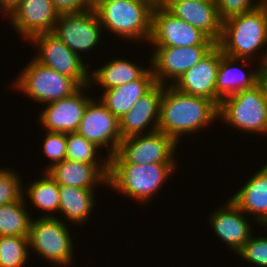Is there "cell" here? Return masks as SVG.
Wrapping results in <instances>:
<instances>
[{
    "instance_id": "6da1fadb",
    "label": "cell",
    "mask_w": 267,
    "mask_h": 267,
    "mask_svg": "<svg viewBox=\"0 0 267 267\" xmlns=\"http://www.w3.org/2000/svg\"><path fill=\"white\" fill-rule=\"evenodd\" d=\"M216 119L218 106L213 101L180 92L168 83L162 85L158 130L177 143L183 135L195 134Z\"/></svg>"
},
{
    "instance_id": "7a4b0ae2",
    "label": "cell",
    "mask_w": 267,
    "mask_h": 267,
    "mask_svg": "<svg viewBox=\"0 0 267 267\" xmlns=\"http://www.w3.org/2000/svg\"><path fill=\"white\" fill-rule=\"evenodd\" d=\"M266 45L267 7L258 6L249 12L222 21L221 37L217 46L223 54L238 59L254 60V55L257 57L256 53L261 54L260 49ZM259 58L260 67L265 68L267 50Z\"/></svg>"
},
{
    "instance_id": "3957f363",
    "label": "cell",
    "mask_w": 267,
    "mask_h": 267,
    "mask_svg": "<svg viewBox=\"0 0 267 267\" xmlns=\"http://www.w3.org/2000/svg\"><path fill=\"white\" fill-rule=\"evenodd\" d=\"M156 0H103L93 10L103 30L125 40L149 42ZM143 39V40H142Z\"/></svg>"
},
{
    "instance_id": "277c9868",
    "label": "cell",
    "mask_w": 267,
    "mask_h": 267,
    "mask_svg": "<svg viewBox=\"0 0 267 267\" xmlns=\"http://www.w3.org/2000/svg\"><path fill=\"white\" fill-rule=\"evenodd\" d=\"M176 169L177 163H109L108 188L146 204Z\"/></svg>"
},
{
    "instance_id": "5b68a950",
    "label": "cell",
    "mask_w": 267,
    "mask_h": 267,
    "mask_svg": "<svg viewBox=\"0 0 267 267\" xmlns=\"http://www.w3.org/2000/svg\"><path fill=\"white\" fill-rule=\"evenodd\" d=\"M218 117L237 130L267 135V99L262 83L223 98Z\"/></svg>"
},
{
    "instance_id": "8992f818",
    "label": "cell",
    "mask_w": 267,
    "mask_h": 267,
    "mask_svg": "<svg viewBox=\"0 0 267 267\" xmlns=\"http://www.w3.org/2000/svg\"><path fill=\"white\" fill-rule=\"evenodd\" d=\"M51 218H36L31 220L29 230V249L31 252L41 256L55 267H69L73 263L72 235L69 225H65L63 219L54 215ZM68 227V229H67Z\"/></svg>"
},
{
    "instance_id": "52a82bcc",
    "label": "cell",
    "mask_w": 267,
    "mask_h": 267,
    "mask_svg": "<svg viewBox=\"0 0 267 267\" xmlns=\"http://www.w3.org/2000/svg\"><path fill=\"white\" fill-rule=\"evenodd\" d=\"M32 59L19 72L12 86L33 101L48 104L69 97L80 88L71 78Z\"/></svg>"
},
{
    "instance_id": "ba28073f",
    "label": "cell",
    "mask_w": 267,
    "mask_h": 267,
    "mask_svg": "<svg viewBox=\"0 0 267 267\" xmlns=\"http://www.w3.org/2000/svg\"><path fill=\"white\" fill-rule=\"evenodd\" d=\"M179 144L164 132L151 133L122 139L110 163H177L174 155Z\"/></svg>"
},
{
    "instance_id": "9c48e42d",
    "label": "cell",
    "mask_w": 267,
    "mask_h": 267,
    "mask_svg": "<svg viewBox=\"0 0 267 267\" xmlns=\"http://www.w3.org/2000/svg\"><path fill=\"white\" fill-rule=\"evenodd\" d=\"M29 42L38 46L34 57L37 62L71 78L79 87L90 85V72L87 70L90 69V64L83 61L82 56L74 53L53 33L39 34Z\"/></svg>"
},
{
    "instance_id": "30bf717a",
    "label": "cell",
    "mask_w": 267,
    "mask_h": 267,
    "mask_svg": "<svg viewBox=\"0 0 267 267\" xmlns=\"http://www.w3.org/2000/svg\"><path fill=\"white\" fill-rule=\"evenodd\" d=\"M149 44H152V47H184L217 45V42L156 3L152 10Z\"/></svg>"
},
{
    "instance_id": "8fae6325",
    "label": "cell",
    "mask_w": 267,
    "mask_h": 267,
    "mask_svg": "<svg viewBox=\"0 0 267 267\" xmlns=\"http://www.w3.org/2000/svg\"><path fill=\"white\" fill-rule=\"evenodd\" d=\"M102 25L93 9L78 13H60L52 33L74 53L96 50L100 42ZM81 53V54H80Z\"/></svg>"
},
{
    "instance_id": "7c38bea8",
    "label": "cell",
    "mask_w": 267,
    "mask_h": 267,
    "mask_svg": "<svg viewBox=\"0 0 267 267\" xmlns=\"http://www.w3.org/2000/svg\"><path fill=\"white\" fill-rule=\"evenodd\" d=\"M216 45L154 47L149 65L157 84L173 85L187 70L201 61Z\"/></svg>"
},
{
    "instance_id": "4fadbf2b",
    "label": "cell",
    "mask_w": 267,
    "mask_h": 267,
    "mask_svg": "<svg viewBox=\"0 0 267 267\" xmlns=\"http://www.w3.org/2000/svg\"><path fill=\"white\" fill-rule=\"evenodd\" d=\"M76 132L100 148L108 147L106 153L109 158L117 152L122 140L119 119L100 99L93 97L84 110Z\"/></svg>"
},
{
    "instance_id": "5bb4252c",
    "label": "cell",
    "mask_w": 267,
    "mask_h": 267,
    "mask_svg": "<svg viewBox=\"0 0 267 267\" xmlns=\"http://www.w3.org/2000/svg\"><path fill=\"white\" fill-rule=\"evenodd\" d=\"M59 15L52 0H21L7 19L19 37L30 41L39 34L52 33Z\"/></svg>"
},
{
    "instance_id": "9a60e30c",
    "label": "cell",
    "mask_w": 267,
    "mask_h": 267,
    "mask_svg": "<svg viewBox=\"0 0 267 267\" xmlns=\"http://www.w3.org/2000/svg\"><path fill=\"white\" fill-rule=\"evenodd\" d=\"M89 88L90 85L80 87L71 96L48 103L39 114V124L50 132H76L84 110L92 99L84 93Z\"/></svg>"
},
{
    "instance_id": "2e32d148",
    "label": "cell",
    "mask_w": 267,
    "mask_h": 267,
    "mask_svg": "<svg viewBox=\"0 0 267 267\" xmlns=\"http://www.w3.org/2000/svg\"><path fill=\"white\" fill-rule=\"evenodd\" d=\"M219 66L220 48L216 45L201 61L180 76L172 86L191 96L207 98L219 107L222 100L216 93Z\"/></svg>"
},
{
    "instance_id": "e0dca14e",
    "label": "cell",
    "mask_w": 267,
    "mask_h": 267,
    "mask_svg": "<svg viewBox=\"0 0 267 267\" xmlns=\"http://www.w3.org/2000/svg\"><path fill=\"white\" fill-rule=\"evenodd\" d=\"M175 17L193 25L210 39L218 42L221 37L222 20L215 0L156 1Z\"/></svg>"
},
{
    "instance_id": "ac0fdd59",
    "label": "cell",
    "mask_w": 267,
    "mask_h": 267,
    "mask_svg": "<svg viewBox=\"0 0 267 267\" xmlns=\"http://www.w3.org/2000/svg\"><path fill=\"white\" fill-rule=\"evenodd\" d=\"M244 215L230 199L209 214L211 228L233 253H237L252 235V225Z\"/></svg>"
},
{
    "instance_id": "d6986e66",
    "label": "cell",
    "mask_w": 267,
    "mask_h": 267,
    "mask_svg": "<svg viewBox=\"0 0 267 267\" xmlns=\"http://www.w3.org/2000/svg\"><path fill=\"white\" fill-rule=\"evenodd\" d=\"M161 97L162 85L156 84L119 118L122 139L158 130Z\"/></svg>"
},
{
    "instance_id": "ffe728a7",
    "label": "cell",
    "mask_w": 267,
    "mask_h": 267,
    "mask_svg": "<svg viewBox=\"0 0 267 267\" xmlns=\"http://www.w3.org/2000/svg\"><path fill=\"white\" fill-rule=\"evenodd\" d=\"M59 186L95 189L101 185L108 187L109 165H94L65 159L47 171Z\"/></svg>"
},
{
    "instance_id": "44dd1931",
    "label": "cell",
    "mask_w": 267,
    "mask_h": 267,
    "mask_svg": "<svg viewBox=\"0 0 267 267\" xmlns=\"http://www.w3.org/2000/svg\"><path fill=\"white\" fill-rule=\"evenodd\" d=\"M237 62H241L243 64L242 67L246 65L250 67V63H253L252 60L227 56L220 49V66L216 79V93L221 99L238 91L253 88L260 82L264 68L259 67L260 65L257 63L258 68L250 70L247 74L242 67L235 66Z\"/></svg>"
},
{
    "instance_id": "7402d4cb",
    "label": "cell",
    "mask_w": 267,
    "mask_h": 267,
    "mask_svg": "<svg viewBox=\"0 0 267 267\" xmlns=\"http://www.w3.org/2000/svg\"><path fill=\"white\" fill-rule=\"evenodd\" d=\"M253 173L230 200L262 227L267 221V162Z\"/></svg>"
},
{
    "instance_id": "603a6c76",
    "label": "cell",
    "mask_w": 267,
    "mask_h": 267,
    "mask_svg": "<svg viewBox=\"0 0 267 267\" xmlns=\"http://www.w3.org/2000/svg\"><path fill=\"white\" fill-rule=\"evenodd\" d=\"M153 70L150 69L139 79L119 87L103 90L100 101L119 119L133 105L156 85Z\"/></svg>"
},
{
    "instance_id": "cb8c5ba5",
    "label": "cell",
    "mask_w": 267,
    "mask_h": 267,
    "mask_svg": "<svg viewBox=\"0 0 267 267\" xmlns=\"http://www.w3.org/2000/svg\"><path fill=\"white\" fill-rule=\"evenodd\" d=\"M104 64L99 69L91 71L90 86L95 83L98 87H102V90L119 87L141 78L150 69L116 57Z\"/></svg>"
},
{
    "instance_id": "d4e9b609",
    "label": "cell",
    "mask_w": 267,
    "mask_h": 267,
    "mask_svg": "<svg viewBox=\"0 0 267 267\" xmlns=\"http://www.w3.org/2000/svg\"><path fill=\"white\" fill-rule=\"evenodd\" d=\"M94 189H82L72 186H59L60 204L59 213L66 218V221H71L73 225L85 224L93 213L95 206Z\"/></svg>"
},
{
    "instance_id": "484cf974",
    "label": "cell",
    "mask_w": 267,
    "mask_h": 267,
    "mask_svg": "<svg viewBox=\"0 0 267 267\" xmlns=\"http://www.w3.org/2000/svg\"><path fill=\"white\" fill-rule=\"evenodd\" d=\"M43 174L41 178H37L33 183L31 182L30 185L24 187L23 196L26 194L32 204L31 206L42 210L41 212L44 211V216L39 217L51 218L54 217L53 214L59 212V185L47 172L44 171Z\"/></svg>"
},
{
    "instance_id": "4316f807",
    "label": "cell",
    "mask_w": 267,
    "mask_h": 267,
    "mask_svg": "<svg viewBox=\"0 0 267 267\" xmlns=\"http://www.w3.org/2000/svg\"><path fill=\"white\" fill-rule=\"evenodd\" d=\"M25 199L0 206V236H29L32 215L27 212Z\"/></svg>"
},
{
    "instance_id": "83f0119b",
    "label": "cell",
    "mask_w": 267,
    "mask_h": 267,
    "mask_svg": "<svg viewBox=\"0 0 267 267\" xmlns=\"http://www.w3.org/2000/svg\"><path fill=\"white\" fill-rule=\"evenodd\" d=\"M98 149L101 148L77 132L66 134V159L94 165H109L108 155L100 156Z\"/></svg>"
},
{
    "instance_id": "f1b7e54d",
    "label": "cell",
    "mask_w": 267,
    "mask_h": 267,
    "mask_svg": "<svg viewBox=\"0 0 267 267\" xmlns=\"http://www.w3.org/2000/svg\"><path fill=\"white\" fill-rule=\"evenodd\" d=\"M28 252V237L0 236V267H25Z\"/></svg>"
},
{
    "instance_id": "f546056e",
    "label": "cell",
    "mask_w": 267,
    "mask_h": 267,
    "mask_svg": "<svg viewBox=\"0 0 267 267\" xmlns=\"http://www.w3.org/2000/svg\"><path fill=\"white\" fill-rule=\"evenodd\" d=\"M13 169L0 167V206L22 199L24 186Z\"/></svg>"
},
{
    "instance_id": "4dcf8cb0",
    "label": "cell",
    "mask_w": 267,
    "mask_h": 267,
    "mask_svg": "<svg viewBox=\"0 0 267 267\" xmlns=\"http://www.w3.org/2000/svg\"><path fill=\"white\" fill-rule=\"evenodd\" d=\"M252 234L244 246L237 252L238 256L256 267H267V236L253 237Z\"/></svg>"
},
{
    "instance_id": "1f68e13d",
    "label": "cell",
    "mask_w": 267,
    "mask_h": 267,
    "mask_svg": "<svg viewBox=\"0 0 267 267\" xmlns=\"http://www.w3.org/2000/svg\"><path fill=\"white\" fill-rule=\"evenodd\" d=\"M42 144L44 156L51 160L45 167V172L53 165L66 159V133L45 131Z\"/></svg>"
},
{
    "instance_id": "d6a6232c",
    "label": "cell",
    "mask_w": 267,
    "mask_h": 267,
    "mask_svg": "<svg viewBox=\"0 0 267 267\" xmlns=\"http://www.w3.org/2000/svg\"><path fill=\"white\" fill-rule=\"evenodd\" d=\"M215 4L222 21L235 15L244 14L258 7L254 0H215Z\"/></svg>"
},
{
    "instance_id": "836d02e7",
    "label": "cell",
    "mask_w": 267,
    "mask_h": 267,
    "mask_svg": "<svg viewBox=\"0 0 267 267\" xmlns=\"http://www.w3.org/2000/svg\"><path fill=\"white\" fill-rule=\"evenodd\" d=\"M59 13H78L93 9L92 0H52Z\"/></svg>"
},
{
    "instance_id": "e575fe53",
    "label": "cell",
    "mask_w": 267,
    "mask_h": 267,
    "mask_svg": "<svg viewBox=\"0 0 267 267\" xmlns=\"http://www.w3.org/2000/svg\"><path fill=\"white\" fill-rule=\"evenodd\" d=\"M21 0H0V13L8 18L11 13L18 7Z\"/></svg>"
},
{
    "instance_id": "d590c367",
    "label": "cell",
    "mask_w": 267,
    "mask_h": 267,
    "mask_svg": "<svg viewBox=\"0 0 267 267\" xmlns=\"http://www.w3.org/2000/svg\"><path fill=\"white\" fill-rule=\"evenodd\" d=\"M260 82L262 83L265 95H266V99H267V72L265 70H263V73L260 77Z\"/></svg>"
},
{
    "instance_id": "8d00e7d4",
    "label": "cell",
    "mask_w": 267,
    "mask_h": 267,
    "mask_svg": "<svg viewBox=\"0 0 267 267\" xmlns=\"http://www.w3.org/2000/svg\"><path fill=\"white\" fill-rule=\"evenodd\" d=\"M256 3H257V6L267 7V0H258L256 1Z\"/></svg>"
},
{
    "instance_id": "74e56055",
    "label": "cell",
    "mask_w": 267,
    "mask_h": 267,
    "mask_svg": "<svg viewBox=\"0 0 267 267\" xmlns=\"http://www.w3.org/2000/svg\"><path fill=\"white\" fill-rule=\"evenodd\" d=\"M93 1V8L101 1L103 0H92Z\"/></svg>"
},
{
    "instance_id": "f35d334b",
    "label": "cell",
    "mask_w": 267,
    "mask_h": 267,
    "mask_svg": "<svg viewBox=\"0 0 267 267\" xmlns=\"http://www.w3.org/2000/svg\"><path fill=\"white\" fill-rule=\"evenodd\" d=\"M156 1H177V0H156Z\"/></svg>"
},
{
    "instance_id": "ab89813d",
    "label": "cell",
    "mask_w": 267,
    "mask_h": 267,
    "mask_svg": "<svg viewBox=\"0 0 267 267\" xmlns=\"http://www.w3.org/2000/svg\"><path fill=\"white\" fill-rule=\"evenodd\" d=\"M263 226H265L264 228H267V221H266V223Z\"/></svg>"
}]
</instances>
